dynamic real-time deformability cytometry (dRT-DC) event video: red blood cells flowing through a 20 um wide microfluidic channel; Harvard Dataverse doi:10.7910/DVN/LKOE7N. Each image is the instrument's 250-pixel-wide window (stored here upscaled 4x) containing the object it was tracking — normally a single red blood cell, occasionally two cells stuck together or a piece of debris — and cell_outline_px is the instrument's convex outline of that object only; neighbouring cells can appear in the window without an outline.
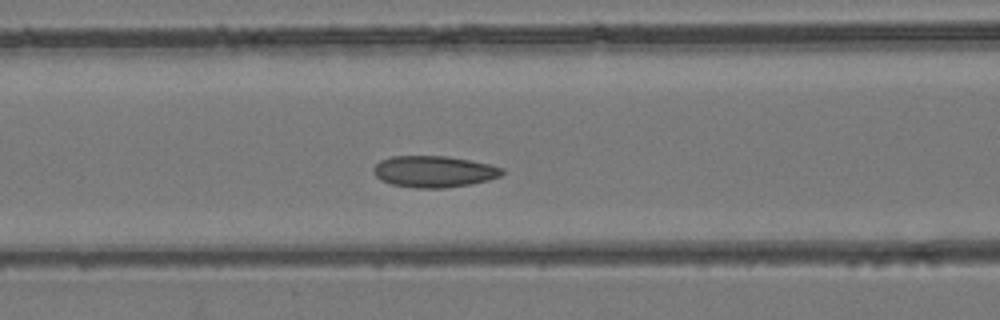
{"species": "common noctule bat (a hibernating species)", "species_latin": "Nyctalus noctula", "temperature_condition": "room temperature", "stored_images_in_passage": 41, "camera_frame_rate_fps": 3000, "um_per_image_px": 0.085, "animal": {"sex": "female", "body_mass_g": 24.6, "forearm_length_mm": 56.2}, "frame": {"image": 1, "passage_image": 15, "time_ms": 4.667, "image_size_px": [1000, 320], "cell_outline_px": [[504, 172], [500, 176], [488, 180], [472, 184], [444, 188], [416, 188], [392, 184], [380, 180], [372, 172], [372, 168], [380, 160], [392, 156], [448, 156], [488, 164], [504, 168]], "centroid_in_image_um": [36.86, 14.58], "position_along_channel_um": 129.7, "area_um2": 23.64}}
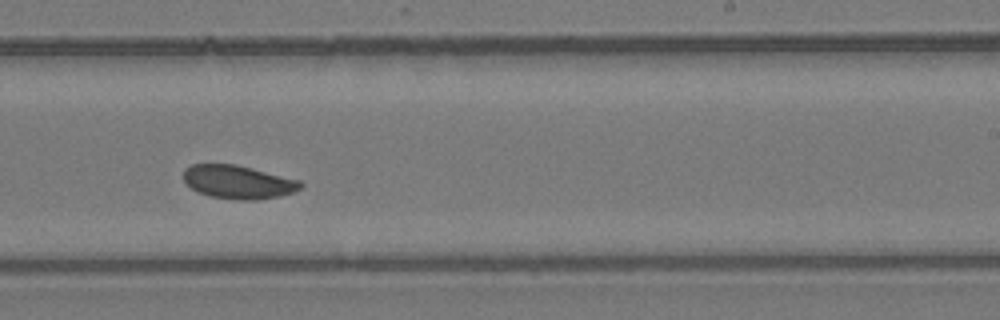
{"frame": {"image": 2, "passage_image": 24, "time_ms": 7.667, "image_size_px": [1000, 320], "cell_outline_px": [[304, 184], [300, 188], [292, 192], [280, 196], [256, 200], [244, 200], [208, 196], [196, 192], [184, 180], [184, 168], [192, 164], [236, 164], [300, 180]], "centroid_in_image_um": [20.23, 15.47], "position_along_channel_um": 268.8, "area_um2": 22.77}}
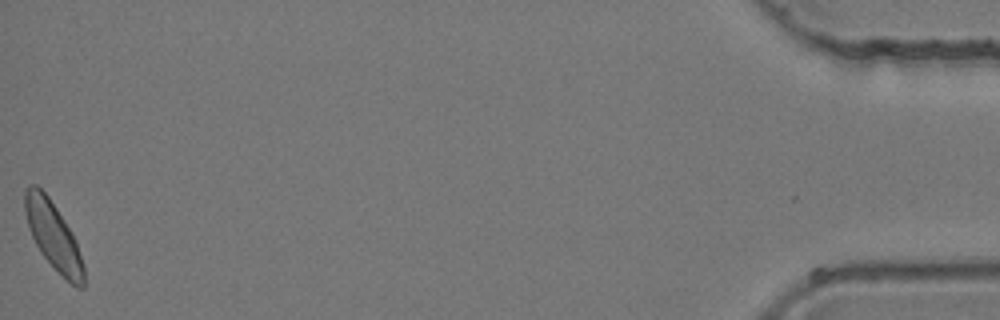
{"frame": {"image": 3, "passage_image": 41, "time_ms": 13.333, "image_size_px": [1000, 320], "cell_outline_px": [[84, 288], [76, 288], [40, 252], [28, 228], [24, 212], [24, 188], [28, 184], [36, 184], [48, 196], [72, 232], [84, 268]], "centroid_in_image_um": [4.49, 19.98], "position_along_channel_um": 430.7, "area_um2": 22.77}}